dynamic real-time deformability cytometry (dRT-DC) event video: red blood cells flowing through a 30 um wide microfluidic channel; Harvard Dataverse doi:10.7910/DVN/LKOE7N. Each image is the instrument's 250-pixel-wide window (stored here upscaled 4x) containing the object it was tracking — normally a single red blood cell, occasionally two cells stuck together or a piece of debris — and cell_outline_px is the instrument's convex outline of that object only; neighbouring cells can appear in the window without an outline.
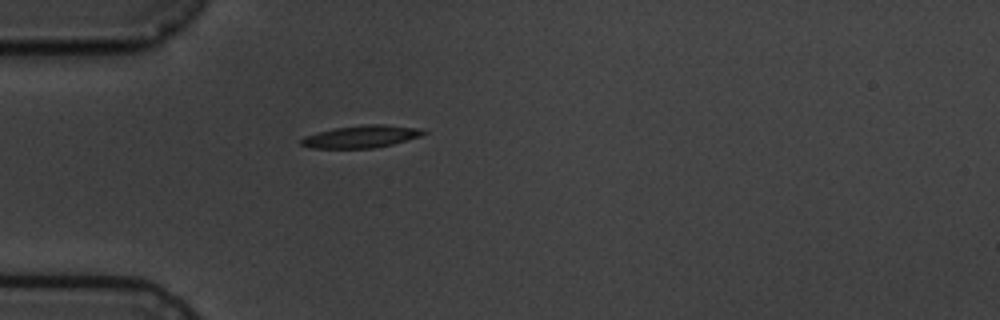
{"species": "common noctule bat (a hibernating species)", "species_latin": "Nyctalus noctula", "temperature_condition": "cold", "stored_images_in_passage": 1, "camera_frame_rate_fps": 3000, "um_per_image_px": 0.085, "animal": {"sex": "male", "body_mass_g": 19.5, "forearm_length_mm": 54.6}, "frame": {"image": 1, "passage_image": 1, "time_ms": 0.0, "image_size_px": [1000, 320], "cell_outline_px": [[428, 132], [420, 136], [392, 144], [376, 148], [308, 148], [300, 144], [300, 140], [304, 136], [336, 128], [364, 124], [384, 124], [424, 128]], "centroid_in_image_um": [30.74, 11.6], "position_along_channel_um": 54.3, "area_um2": 16.01}}